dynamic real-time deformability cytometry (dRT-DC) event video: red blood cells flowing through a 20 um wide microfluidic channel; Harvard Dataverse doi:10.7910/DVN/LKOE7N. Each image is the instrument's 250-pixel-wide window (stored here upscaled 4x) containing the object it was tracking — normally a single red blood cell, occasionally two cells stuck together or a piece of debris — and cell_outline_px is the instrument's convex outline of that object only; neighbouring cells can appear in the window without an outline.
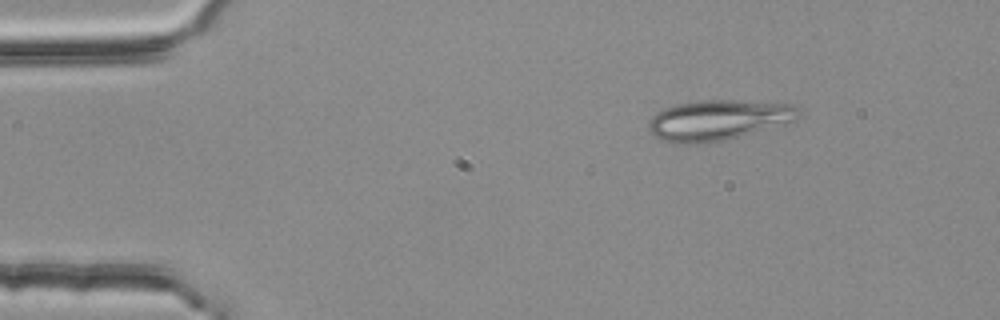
{"species": "common noctule bat (a hibernating species)", "species_latin": "Nyctalus noctula", "temperature_condition": "room temperature", "stored_images_in_passage": 3, "camera_frame_rate_fps": 3000, "um_per_image_px": 0.085, "animal": {"sex": "female", "body_mass_g": 25.1}, "frame": {"image": 1, "passage_image": 1, "time_ms": 0.0, "image_size_px": [1000, 320], "cell_outline_px": [[800, 112], [792, 120], [724, 140], [704, 144], [680, 144], [660, 140], [652, 136], [648, 128], [648, 120], [656, 112], [664, 108], [676, 104], [700, 100], [732, 100], [792, 104], [800, 108]], "centroid_in_image_um": [60.91, 10.21], "position_along_channel_um": 24.1, "area_um2": 34.97}}